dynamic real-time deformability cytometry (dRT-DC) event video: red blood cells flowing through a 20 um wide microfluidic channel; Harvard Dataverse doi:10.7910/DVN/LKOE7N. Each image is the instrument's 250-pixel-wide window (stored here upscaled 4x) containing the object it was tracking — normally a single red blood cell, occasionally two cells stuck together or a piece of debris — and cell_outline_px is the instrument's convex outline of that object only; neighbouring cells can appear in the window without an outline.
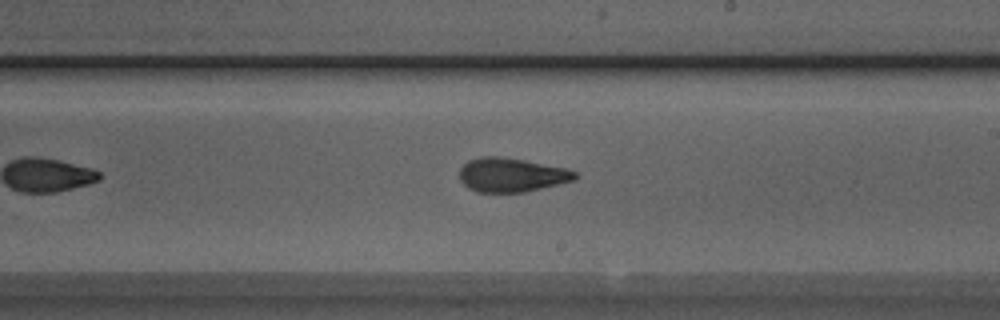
{"species": "Egyptian fruit bat (a non-hibernating species)", "species_latin": "Rousettus aegyptiacus", "temperature_condition": "room temperature", "stored_images_in_passage": 26, "camera_frame_rate_fps": 3000, "um_per_image_px": 0.085, "animal": {"sex": "male"}, "frame": {"image": 1, "passage_image": 19, "time_ms": 6.0, "image_size_px": [1000, 320], "cell_outline_px": [[580, 176], [576, 180], [524, 192], [476, 192], [468, 188], [460, 180], [460, 168], [468, 160], [480, 156], [500, 156], [524, 160], [568, 168], [576, 172]], "centroid_in_image_um": [43.5, 14.86], "position_along_channel_um": 245.5, "area_um2": 23.12}}